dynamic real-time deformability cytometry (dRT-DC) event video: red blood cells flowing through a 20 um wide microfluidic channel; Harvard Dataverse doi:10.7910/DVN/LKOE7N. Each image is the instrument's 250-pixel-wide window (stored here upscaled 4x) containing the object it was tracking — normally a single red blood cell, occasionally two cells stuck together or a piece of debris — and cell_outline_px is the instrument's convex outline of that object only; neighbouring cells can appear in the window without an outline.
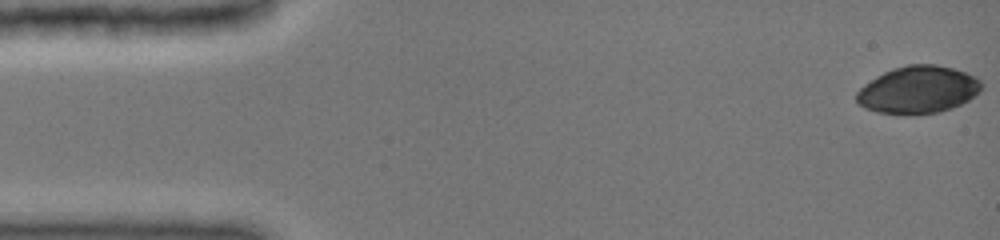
{"species": "common noctule bat (a hibernating species)", "species_latin": "Nyctalus noctula", "temperature_condition": "cold", "stored_images_in_passage": 29, "camera_frame_rate_fps": 3000, "um_per_image_px": 0.085, "animal": {"sex": "female", "body_mass_g": 19.0, "forearm_length_mm": 51.5}, "frame": {"image": 1, "passage_image": 1, "time_ms": 0.0, "image_size_px": [1000, 240], "cell_outline_px": [[980, 92], [968, 100], [952, 108], [940, 112], [916, 116], [912, 116], [876, 112], [864, 108], [856, 100], [856, 92], [864, 84], [876, 76], [884, 72], [908, 64], [936, 64], [952, 68], [976, 76], [980, 80]], "centroid_in_image_um": [78.02, 7.65], "position_along_channel_um": 7.0, "area_um2": 34.8}}